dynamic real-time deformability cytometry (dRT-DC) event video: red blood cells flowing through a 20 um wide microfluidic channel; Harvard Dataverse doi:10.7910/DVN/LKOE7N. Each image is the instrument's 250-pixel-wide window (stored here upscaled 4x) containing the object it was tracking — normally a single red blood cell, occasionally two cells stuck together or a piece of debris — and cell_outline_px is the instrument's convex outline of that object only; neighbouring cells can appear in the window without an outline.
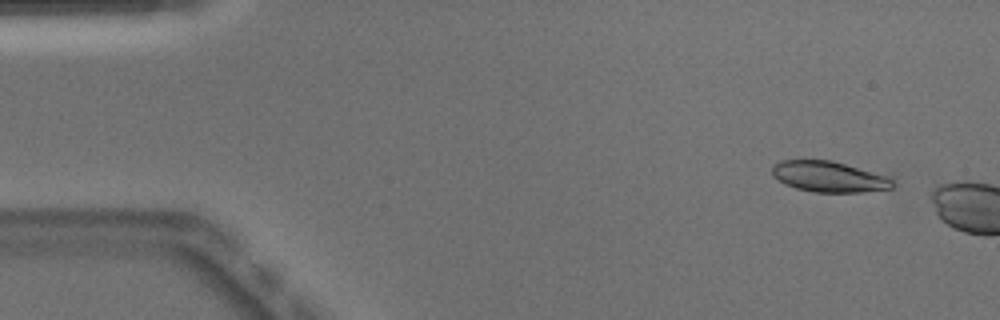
{"species": "Egyptian fruit bat (a non-hibernating species)", "species_latin": "Rousettus aegyptiacus", "temperature_condition": "warm", "stored_images_in_passage": 4, "camera_frame_rate_fps": 3000, "um_per_image_px": 0.085, "animal": {"sex": "male"}, "frame": {"image": 1, "passage_image": 1, "time_ms": 0.0, "image_size_px": [1000, 320], "cell_outline_px": [[892, 188], [860, 192], [816, 192], [796, 188], [784, 184], [772, 176], [772, 164], [780, 160], [832, 160], [884, 176], [892, 180]], "centroid_in_image_um": [70.36, 15.01], "position_along_channel_um": 14.6, "area_um2": 21.27}}